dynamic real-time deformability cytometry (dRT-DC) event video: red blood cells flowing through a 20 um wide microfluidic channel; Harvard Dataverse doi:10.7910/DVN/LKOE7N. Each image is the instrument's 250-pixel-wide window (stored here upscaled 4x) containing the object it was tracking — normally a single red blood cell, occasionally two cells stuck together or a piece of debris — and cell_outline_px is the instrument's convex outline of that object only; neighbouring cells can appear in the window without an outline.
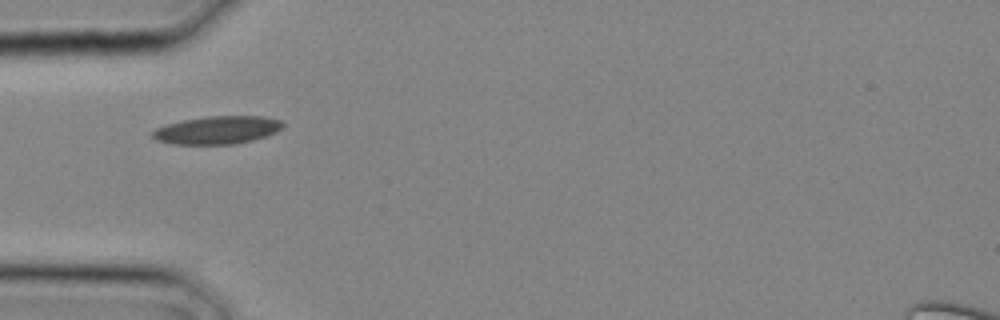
{"species": "common noctule bat (a hibernating species)", "species_latin": "Nyctalus noctula", "temperature_condition": "cold", "stored_images_in_passage": 8, "camera_frame_rate_fps": 3000, "um_per_image_px": 0.085, "animal": {"sex": "male", "body_mass_g": 20.4}, "frame": {"image": 1, "passage_image": 1, "time_ms": 0.0, "image_size_px": [1000, 320], "cell_outline_px": [[284, 124], [276, 132], [252, 140], [232, 144], [172, 144], [156, 140], [152, 136], [152, 132], [156, 128], [168, 124], [184, 120], [208, 116], [264, 116], [280, 120]], "centroid_in_image_um": [18.45, 11.05], "position_along_channel_um": 66.5, "area_um2": 20.98}}
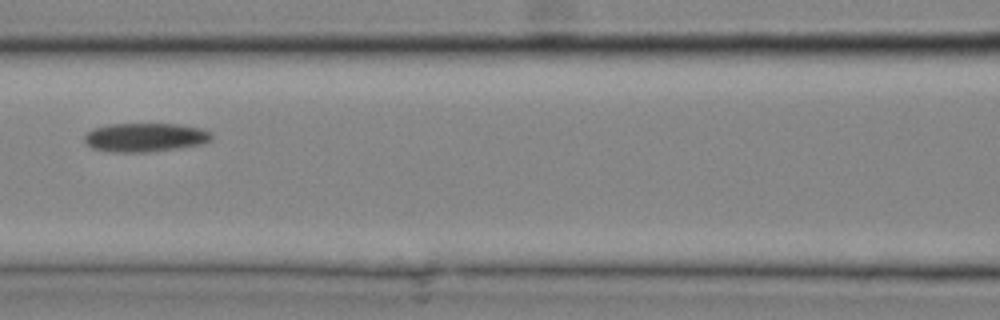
{"frame": {"image": 2, "passage_image": 5, "time_ms": 1.333, "image_size_px": [1000, 320], "cell_outline_px": [[212, 140], [204, 144], [180, 148], [148, 152], [112, 152], [92, 148], [84, 140], [84, 136], [88, 132], [96, 128], [112, 124], [176, 124], [200, 128], [212, 132]], "centroid_in_image_um": [12.39, 11.69], "position_along_channel_um": 154.2, "area_um2": 21.33}}
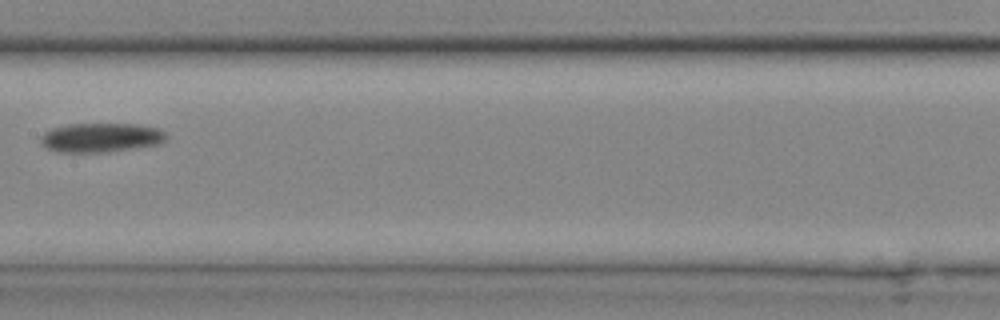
{"frame": {"image": 3, "passage_image": 7, "time_ms": 2.0, "image_size_px": [1000, 320], "cell_outline_px": [[168, 136], [160, 144], [112, 152], [56, 152], [44, 148], [40, 144], [40, 136], [44, 132], [52, 128], [68, 124], [140, 124], [160, 128]], "centroid_in_image_um": [8.56, 11.7], "position_along_channel_um": 198.8, "area_um2": 21.85}}